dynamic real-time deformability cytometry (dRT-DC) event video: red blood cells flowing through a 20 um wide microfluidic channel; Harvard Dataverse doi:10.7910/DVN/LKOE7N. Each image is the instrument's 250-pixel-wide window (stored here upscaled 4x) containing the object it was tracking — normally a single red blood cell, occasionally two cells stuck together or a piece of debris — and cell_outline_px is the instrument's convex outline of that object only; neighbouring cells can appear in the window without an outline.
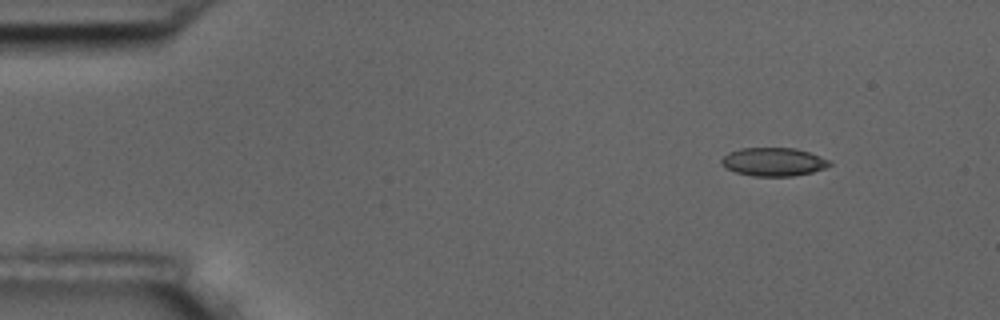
{"species": "common noctule bat (a hibernating species)", "species_latin": "Nyctalus noctula", "temperature_condition": "room temperature", "stored_images_in_passage": 3, "camera_frame_rate_fps": 3000, "um_per_image_px": 0.085, "animal": {"sex": "male", "body_mass_g": 17.5, "forearm_length_mm": 52.3}, "frame": {"image": 1, "passage_image": 1, "time_ms": 0.0, "image_size_px": [1000, 320], "cell_outline_px": [[832, 164], [824, 168], [812, 172], [792, 176], [752, 176], [736, 172], [728, 168], [720, 160], [728, 152], [740, 148], [796, 148], [832, 160]], "centroid_in_image_um": [65.78, 13.75], "position_along_channel_um": 19.2, "area_um2": 17.8}}